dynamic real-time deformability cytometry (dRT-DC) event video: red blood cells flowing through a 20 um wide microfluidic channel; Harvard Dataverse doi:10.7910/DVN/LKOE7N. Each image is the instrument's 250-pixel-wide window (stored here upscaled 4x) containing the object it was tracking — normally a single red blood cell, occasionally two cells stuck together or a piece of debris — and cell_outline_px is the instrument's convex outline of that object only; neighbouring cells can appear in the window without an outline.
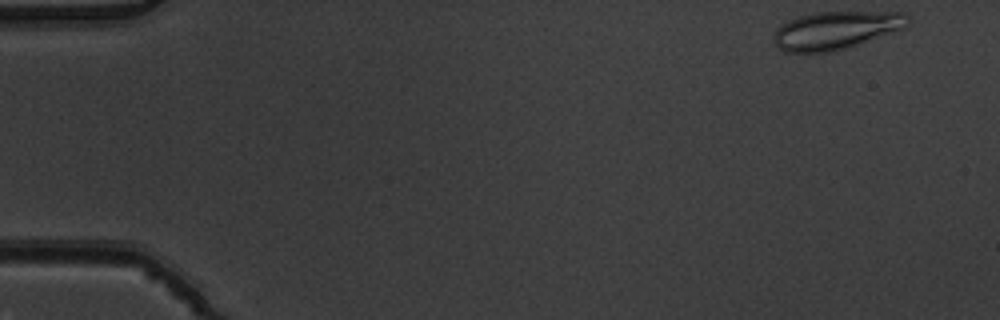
{"species": "common noctule bat (a hibernating species)", "species_latin": "Nyctalus noctula", "temperature_condition": "warm", "stored_images_in_passage": 4, "camera_frame_rate_fps": 3000, "um_per_image_px": 0.085, "animal": {"sex": "male", "body_mass_g": 19.5, "forearm_length_mm": 54.6}, "frame": {"image": 1, "passage_image": 1, "time_ms": 0.0, "image_size_px": [1000, 320], "cell_outline_px": [[912, 20], [904, 28], [836, 52], [784, 52], [772, 40], [772, 36], [776, 28], [788, 20], [800, 16], [816, 12], [908, 12]], "centroid_in_image_um": [71.07, 2.57], "position_along_channel_um": 13.9, "area_um2": 29.94}}